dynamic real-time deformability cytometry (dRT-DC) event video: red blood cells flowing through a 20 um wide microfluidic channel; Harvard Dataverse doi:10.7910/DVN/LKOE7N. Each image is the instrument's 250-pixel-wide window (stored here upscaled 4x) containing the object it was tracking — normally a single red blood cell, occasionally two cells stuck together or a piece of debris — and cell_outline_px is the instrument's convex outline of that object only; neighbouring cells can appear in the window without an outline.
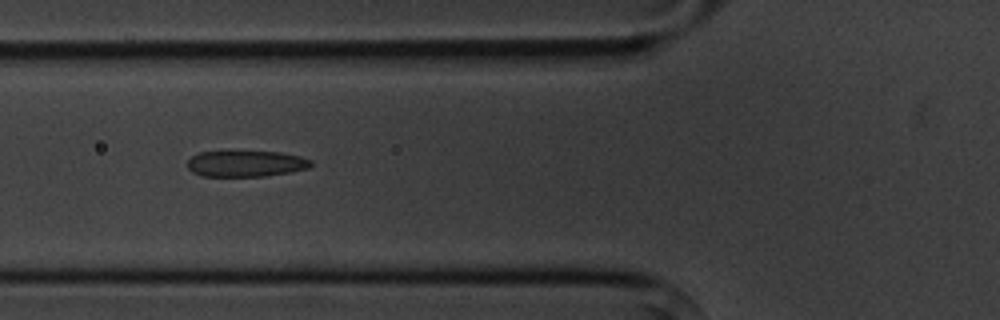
{"species": "common noctule bat (a hibernating species)", "species_latin": "Nyctalus noctula", "temperature_condition": "cold", "stored_images_in_passage": 9, "camera_frame_rate_fps": 3000, "um_per_image_px": 0.085, "animal": {"sex": "male", "body_mass_g": 20.1, "forearm_length_mm": 53.5}, "frame": {"image": 1, "passage_image": 4, "time_ms": 3.333, "image_size_px": [1000, 320], "cell_outline_px": [[312, 164], [308, 168], [288, 172], [264, 176], [200, 176], [192, 172], [188, 168], [188, 160], [192, 156], [200, 152], [280, 152], [300, 156], [312, 160]], "centroid_in_image_um": [20.89, 13.91], "position_along_channel_um": 104.9, "area_um2": 18.61}}
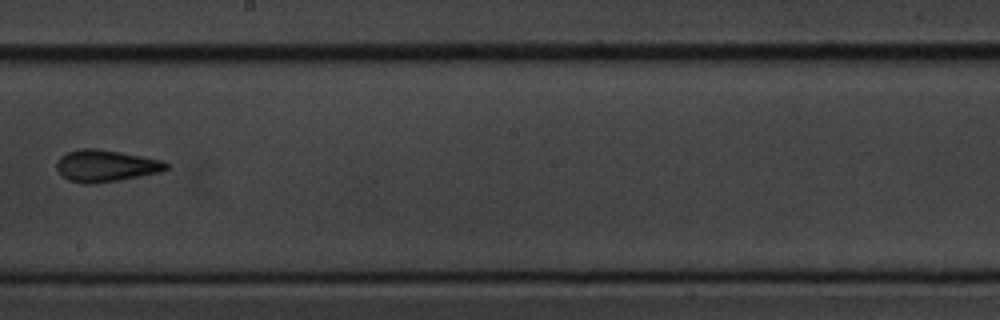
{"frame": {"image": 2, "passage_image": 7, "time_ms": 7.0, "image_size_px": [1000, 320], "cell_outline_px": [[168, 168], [160, 172], [140, 176], [92, 184], [84, 184], [68, 180], [60, 176], [56, 168], [56, 160], [60, 156], [68, 152], [80, 148], [96, 148], [120, 152], [164, 160], [168, 164]], "centroid_in_image_um": [8.95, 14.09], "position_along_channel_um": 239.3, "area_um2": 20.46}}
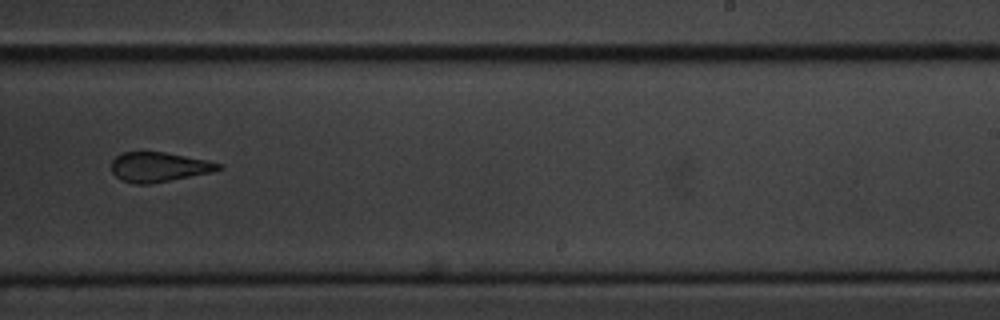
{"frame": {"image": 3, "passage_image": 8, "time_ms": 8.0, "image_size_px": [1000, 320], "cell_outline_px": [[224, 168], [212, 172], [152, 184], [136, 184], [120, 180], [112, 172], [112, 160], [116, 156], [124, 152], [164, 152], [208, 160], [220, 164]], "centroid_in_image_um": [13.51, 14.2], "position_along_channel_um": 275.5, "area_um2": 18.55}}